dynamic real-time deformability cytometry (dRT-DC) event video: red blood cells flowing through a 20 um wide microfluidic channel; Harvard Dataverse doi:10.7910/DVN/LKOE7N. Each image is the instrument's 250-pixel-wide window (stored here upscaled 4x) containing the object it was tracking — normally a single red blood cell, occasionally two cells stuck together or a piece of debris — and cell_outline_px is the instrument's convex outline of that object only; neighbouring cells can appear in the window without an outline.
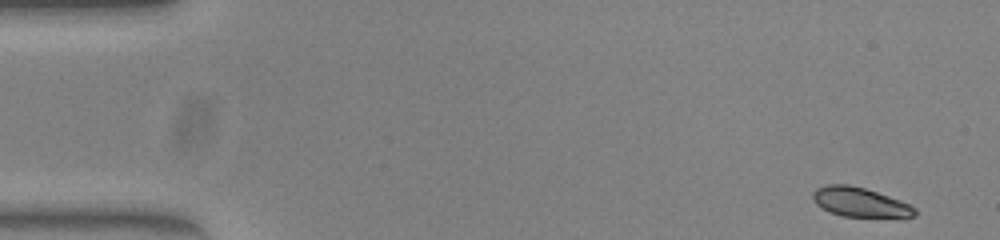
{"species": "common noctule bat (a hibernating species)", "species_latin": "Nyctalus noctula", "temperature_condition": "warm", "stored_images_in_passage": 11, "camera_frame_rate_fps": 3000, "um_per_image_px": 0.085, "animal": {"sex": "female", "body_mass_g": 23.0, "forearm_length_mm": 53.4}, "frame": {"image": 1, "passage_image": 1, "time_ms": 0.0, "image_size_px": [1000, 240], "cell_outline_px": [[916, 216], [844, 216], [832, 212], [816, 204], [812, 196], [812, 192], [816, 188], [828, 184], [848, 184], [864, 188], [900, 200], [916, 208]], "centroid_in_image_um": [73.06, 17.16], "position_along_channel_um": 11.9, "area_um2": 16.99}}